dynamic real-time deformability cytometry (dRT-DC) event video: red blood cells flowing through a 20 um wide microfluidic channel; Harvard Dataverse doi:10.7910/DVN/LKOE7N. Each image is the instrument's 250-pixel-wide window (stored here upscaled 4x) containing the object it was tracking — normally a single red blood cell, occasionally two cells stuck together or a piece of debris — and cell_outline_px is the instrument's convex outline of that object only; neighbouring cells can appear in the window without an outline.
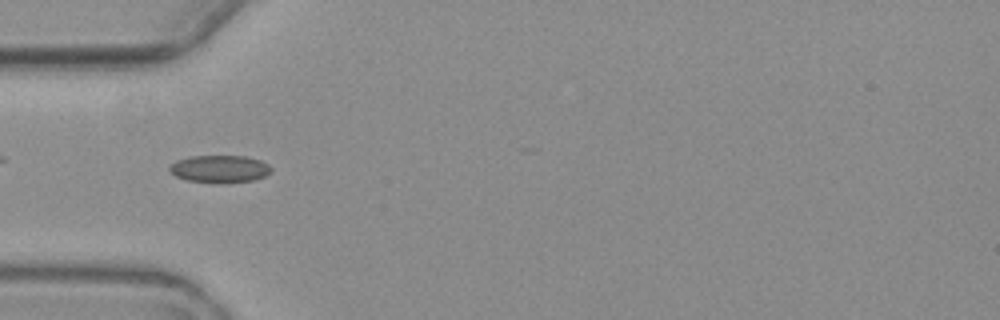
{"species": "common noctule bat (a hibernating species)", "species_latin": "Nyctalus noctula", "temperature_condition": "warm", "stored_images_in_passage": 4, "camera_frame_rate_fps": 3000, "um_per_image_px": 0.085, "animal": {"sex": "female", "body_mass_g": 19.3, "forearm_length_mm": 54.1}, "frame": {"image": 1, "passage_image": 1, "time_ms": 0.0, "image_size_px": [1000, 320], "cell_outline_px": [[272, 168], [264, 176], [256, 180], [216, 184], [188, 180], [176, 176], [168, 168], [176, 160], [192, 156], [244, 156], [260, 160], [268, 164]], "centroid_in_image_um": [18.68, 14.37], "position_along_channel_um": 66.3, "area_um2": 16.24}}
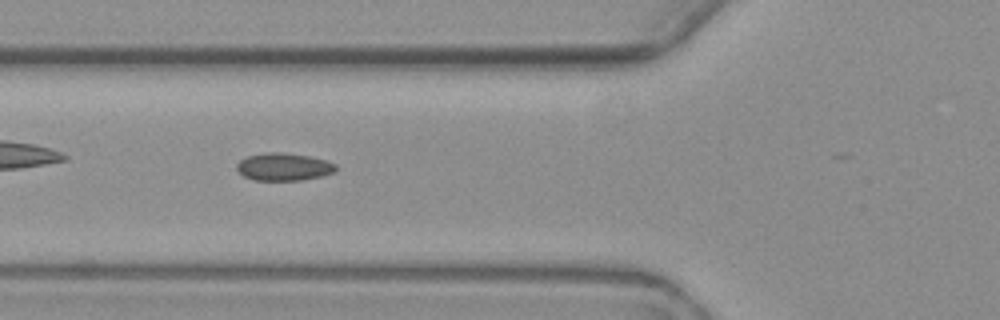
{"frame": {"image": 2, "passage_image": 2, "time_ms": 1.0, "image_size_px": [1000, 320], "cell_outline_px": [[336, 172], [320, 176], [300, 180], [252, 180], [244, 176], [236, 168], [236, 164], [240, 160], [248, 156], [268, 152], [284, 152], [308, 156], [324, 160], [336, 164]], "centroid_in_image_um": [24.1, 14.18], "position_along_channel_um": 101.7, "area_um2": 15.84}}
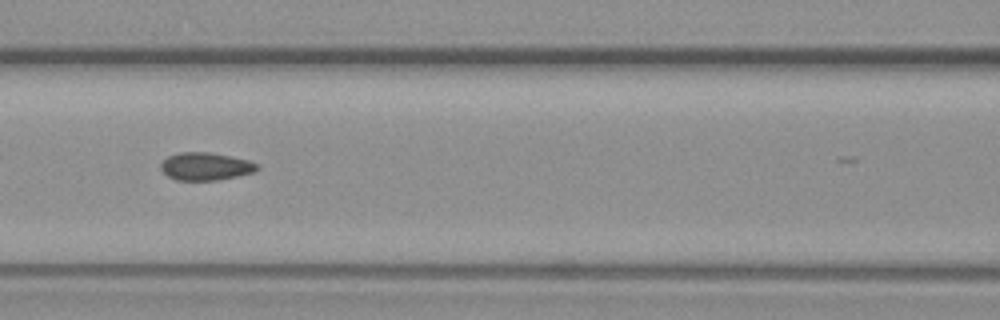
{"frame": {"image": 3, "passage_image": 3, "time_ms": 2.333, "image_size_px": [1000, 320], "cell_outline_px": [[260, 168], [256, 172], [216, 180], [176, 180], [168, 176], [160, 168], [160, 164], [168, 156], [180, 152], [208, 152], [248, 160], [260, 164]], "centroid_in_image_um": [17.5, 14.14], "position_along_channel_um": 149.1, "area_um2": 15.55}}